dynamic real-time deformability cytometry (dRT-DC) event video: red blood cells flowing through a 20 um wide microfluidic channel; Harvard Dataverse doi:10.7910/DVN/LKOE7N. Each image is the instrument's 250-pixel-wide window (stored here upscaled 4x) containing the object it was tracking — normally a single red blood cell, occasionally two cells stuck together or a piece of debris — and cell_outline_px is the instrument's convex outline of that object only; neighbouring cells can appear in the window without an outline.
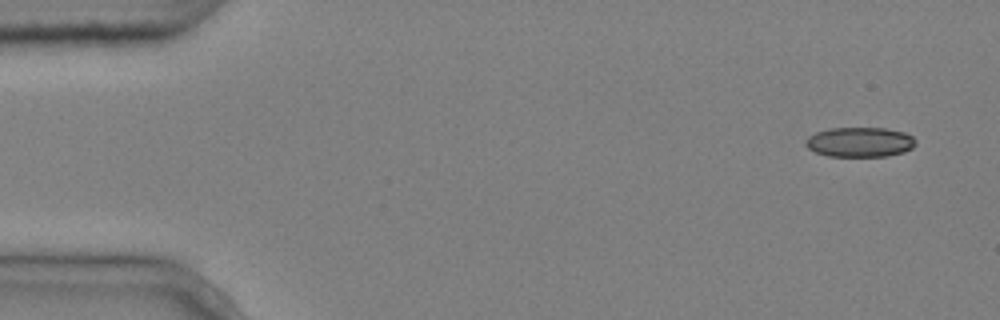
{"species": "common noctule bat (a hibernating species)", "species_latin": "Nyctalus noctula", "temperature_condition": "cold", "stored_images_in_passage": 4, "camera_frame_rate_fps": 3000, "um_per_image_px": 0.085, "animal": {"sex": "male", "body_mass_g": 20.4}, "frame": {"image": 1, "passage_image": 1, "time_ms": 0.0, "image_size_px": [1000, 320], "cell_outline_px": [[916, 144], [912, 148], [904, 152], [888, 156], [828, 156], [816, 152], [808, 148], [804, 144], [804, 140], [808, 136], [816, 132], [828, 128], [884, 128], [904, 132], [912, 136], [916, 140]], "centroid_in_image_um": [73.07, 12.07], "position_along_channel_um": 11.9, "area_um2": 19.25}}
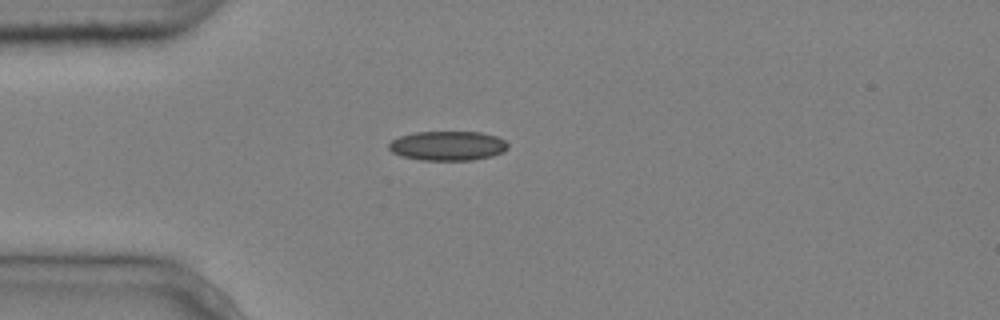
{"frame": {"image": 2, "passage_image": 4, "time_ms": 1.0, "image_size_px": [1000, 320], "cell_outline_px": [[508, 148], [504, 152], [492, 156], [472, 160], [420, 160], [400, 156], [392, 152], [388, 148], [388, 144], [392, 140], [400, 136], [416, 132], [480, 132], [496, 136], [504, 140], [508, 144]], "centroid_in_image_um": [38.05, 12.4], "position_along_channel_um": 46.9, "area_um2": 20.52}}